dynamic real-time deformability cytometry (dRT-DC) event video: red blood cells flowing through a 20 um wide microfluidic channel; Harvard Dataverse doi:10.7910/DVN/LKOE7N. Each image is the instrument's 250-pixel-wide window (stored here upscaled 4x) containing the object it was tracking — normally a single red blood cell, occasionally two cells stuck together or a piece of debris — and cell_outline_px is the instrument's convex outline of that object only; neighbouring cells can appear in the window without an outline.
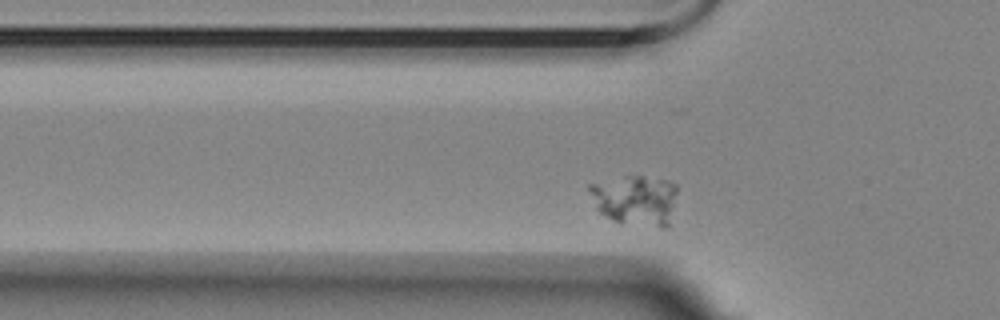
{"species": "Egyptian fruit bat (a non-hibernating species)", "species_latin": "Rousettus aegyptiacus", "temperature_condition": "room temperature", "stored_images_in_passage": 47, "segment_of_instrument_passage": [1, 2], "camera_frame_rate_fps": 3000, "um_per_image_px": 0.085, "animal": {"sex": "female"}, "frame": {"image": 1, "passage_image": 5, "time_ms": 1.333, "image_size_px": [1000, 320], "cell_outline_px": [[676, 192], [668, 228], [664, 228], [620, 224], [612, 220], [600, 212], [596, 208], [588, 192], [588, 184], [624, 176], [644, 176], [668, 180], [676, 184]], "centroid_in_image_um": [53.98, 17.02], "position_along_channel_um": 71.8, "area_um2": 26.13}}
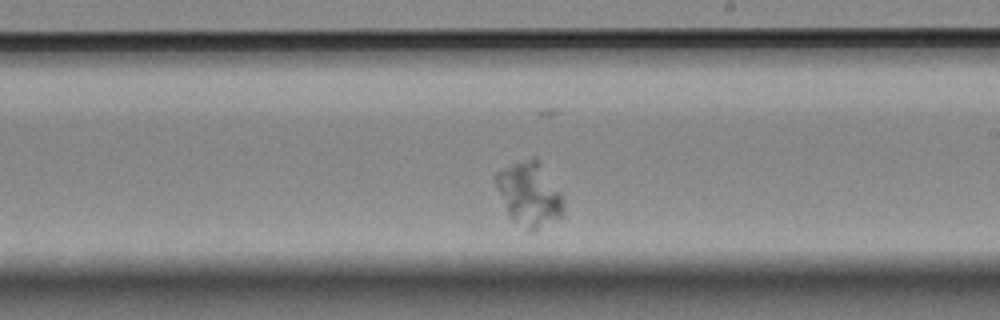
{"frame": {"image": 2, "passage_image": 21, "time_ms": 6.667, "image_size_px": [1000, 320], "cell_outline_px": [[564, 216], [532, 232], [528, 232], [512, 220], [492, 180], [496, 172], [512, 164], [532, 156], [536, 156], [564, 196]], "centroid_in_image_um": [45.02, 16.5], "position_along_channel_um": 244.0, "area_um2": 25.78}}
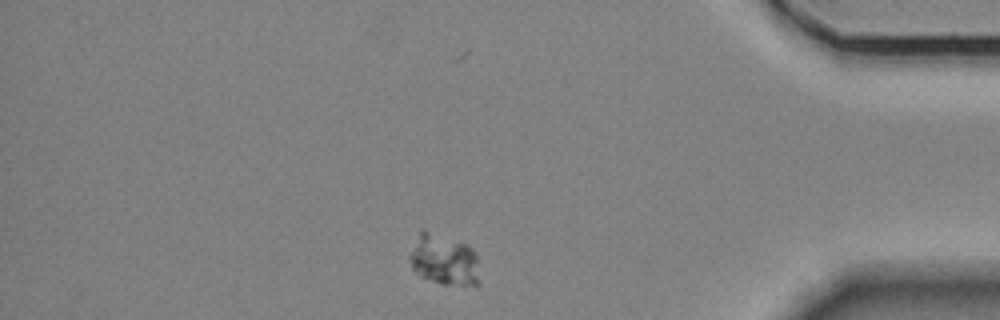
{"frame": {"image": 3, "passage_image": 38, "time_ms": 12.333, "image_size_px": [1000, 320], "cell_outline_px": [[480, 284], [440, 284], [420, 276], [412, 268], [408, 260], [408, 256], [420, 232], [424, 228], [468, 244], [472, 248], [476, 256]], "centroid_in_image_um": [37.72, 22.06], "position_along_channel_um": 397.5, "area_um2": 20.87}}